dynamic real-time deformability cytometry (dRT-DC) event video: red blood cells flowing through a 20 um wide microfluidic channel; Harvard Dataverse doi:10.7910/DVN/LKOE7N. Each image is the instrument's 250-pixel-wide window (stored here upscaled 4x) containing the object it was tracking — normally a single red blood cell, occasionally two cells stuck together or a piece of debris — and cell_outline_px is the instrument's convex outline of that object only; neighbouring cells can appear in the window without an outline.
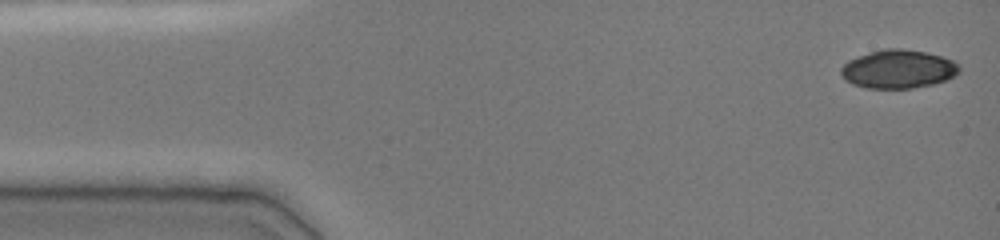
{"species": "common noctule bat (a hibernating species)", "species_latin": "Nyctalus noctula", "temperature_condition": "cold", "stored_images_in_passage": 31, "camera_frame_rate_fps": 3000, "um_per_image_px": 0.085, "animal": {"sex": "female", "body_mass_g": 19.0, "forearm_length_mm": 51.5}, "frame": {"image": 1, "passage_image": 1, "time_ms": 0.0, "image_size_px": [1000, 240], "cell_outline_px": [[960, 72], [956, 76], [932, 84], [912, 88], [864, 88], [852, 84], [844, 80], [840, 72], [840, 68], [848, 60], [856, 56], [884, 48], [900, 48], [924, 52], [940, 56], [952, 60], [960, 64]], "centroid_in_image_um": [76.33, 5.87], "position_along_channel_um": 8.7, "area_um2": 26.7}}
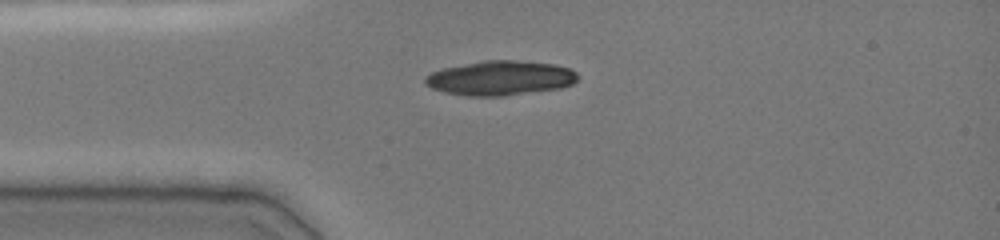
{"frame": {"image": 2, "passage_image": 14, "time_ms": 3.333, "image_size_px": [1000, 240], "cell_outline_px": [[580, 76], [572, 84], [560, 88], [504, 96], [468, 96], [444, 92], [432, 88], [424, 84], [424, 76], [432, 72], [444, 68], [484, 60], [516, 60], [552, 64], [568, 68], [576, 72]], "centroid_in_image_um": [42.51, 6.64], "position_along_channel_um": 42.5, "area_um2": 30.69}}
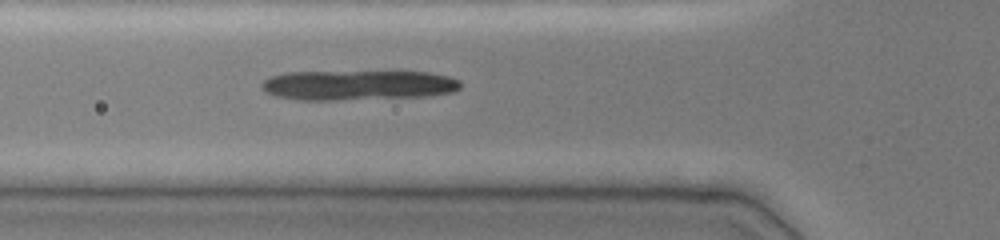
{"frame": {"image": 3, "passage_image": 21, "time_ms": 5.0, "image_size_px": [1000, 240], "cell_outline_px": [[460, 88], [456, 92], [428, 96], [336, 100], [300, 100], [276, 96], [264, 92], [260, 88], [260, 84], [268, 76], [284, 72], [428, 72], [448, 76], [460, 80]], "centroid_in_image_um": [30.39, 7.24], "position_along_channel_um": 95.4, "area_um2": 34.97}}